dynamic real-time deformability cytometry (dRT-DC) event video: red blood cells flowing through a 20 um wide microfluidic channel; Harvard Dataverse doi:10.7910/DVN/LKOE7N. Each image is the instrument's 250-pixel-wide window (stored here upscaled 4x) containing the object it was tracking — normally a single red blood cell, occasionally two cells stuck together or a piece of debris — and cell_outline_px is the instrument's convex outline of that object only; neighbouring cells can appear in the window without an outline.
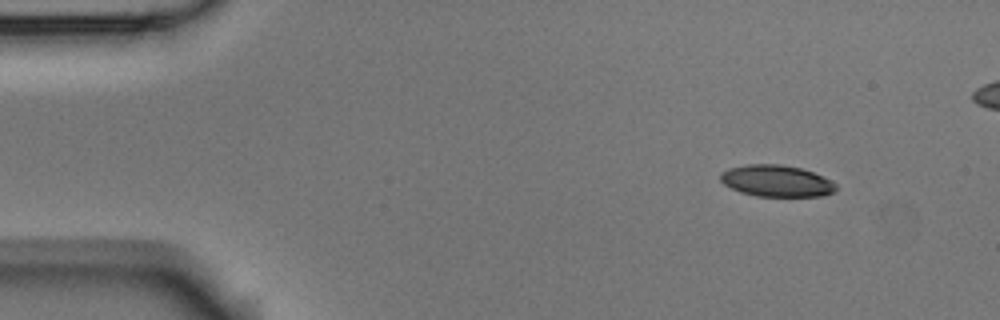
{"species": "Egyptian fruit bat (a non-hibernating species)", "species_latin": "Rousettus aegyptiacus", "temperature_condition": "room temperature", "stored_images_in_passage": 4, "camera_frame_rate_fps": 3000, "um_per_image_px": 0.085, "animal": {"sex": "male"}, "frame": {"image": 1, "passage_image": 1, "time_ms": 0.0, "image_size_px": [1000, 320], "cell_outline_px": [[836, 192], [820, 196], [756, 196], [740, 192], [724, 184], [720, 180], [720, 172], [728, 168], [748, 164], [780, 164], [800, 168], [812, 172], [832, 180], [836, 184]], "centroid_in_image_um": [66.0, 15.38], "position_along_channel_um": 19.0, "area_um2": 21.33}}